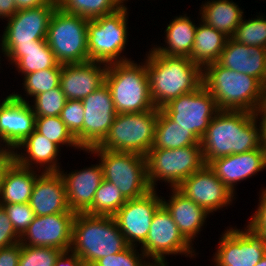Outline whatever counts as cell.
I'll list each match as a JSON object with an SVG mask.
<instances>
[{
  "label": "cell",
  "instance_id": "cell-1",
  "mask_svg": "<svg viewBox=\"0 0 266 266\" xmlns=\"http://www.w3.org/2000/svg\"><path fill=\"white\" fill-rule=\"evenodd\" d=\"M255 113L220 110L200 140L203 159L212 160L261 147L260 125Z\"/></svg>",
  "mask_w": 266,
  "mask_h": 266
},
{
  "label": "cell",
  "instance_id": "cell-2",
  "mask_svg": "<svg viewBox=\"0 0 266 266\" xmlns=\"http://www.w3.org/2000/svg\"><path fill=\"white\" fill-rule=\"evenodd\" d=\"M145 71L156 108L197 90L203 84V69L185 56L160 55L153 49L146 54Z\"/></svg>",
  "mask_w": 266,
  "mask_h": 266
},
{
  "label": "cell",
  "instance_id": "cell-3",
  "mask_svg": "<svg viewBox=\"0 0 266 266\" xmlns=\"http://www.w3.org/2000/svg\"><path fill=\"white\" fill-rule=\"evenodd\" d=\"M203 86L213 96L219 110L255 113L261 101L263 83L215 62L203 68Z\"/></svg>",
  "mask_w": 266,
  "mask_h": 266
},
{
  "label": "cell",
  "instance_id": "cell-4",
  "mask_svg": "<svg viewBox=\"0 0 266 266\" xmlns=\"http://www.w3.org/2000/svg\"><path fill=\"white\" fill-rule=\"evenodd\" d=\"M112 216L76 213L70 250L92 266L97 260L128 247Z\"/></svg>",
  "mask_w": 266,
  "mask_h": 266
},
{
  "label": "cell",
  "instance_id": "cell-5",
  "mask_svg": "<svg viewBox=\"0 0 266 266\" xmlns=\"http://www.w3.org/2000/svg\"><path fill=\"white\" fill-rule=\"evenodd\" d=\"M105 83L117 113L145 112L155 108L145 71V61L139 64L133 60L109 64Z\"/></svg>",
  "mask_w": 266,
  "mask_h": 266
},
{
  "label": "cell",
  "instance_id": "cell-6",
  "mask_svg": "<svg viewBox=\"0 0 266 266\" xmlns=\"http://www.w3.org/2000/svg\"><path fill=\"white\" fill-rule=\"evenodd\" d=\"M87 153L97 155L104 179L115 185L128 199H136L151 189L147 180L146 156L134 152H116L94 146Z\"/></svg>",
  "mask_w": 266,
  "mask_h": 266
},
{
  "label": "cell",
  "instance_id": "cell-7",
  "mask_svg": "<svg viewBox=\"0 0 266 266\" xmlns=\"http://www.w3.org/2000/svg\"><path fill=\"white\" fill-rule=\"evenodd\" d=\"M128 17V7L124 5L112 14L88 20L87 47L90 61L109 65L131 60L121 55L128 42Z\"/></svg>",
  "mask_w": 266,
  "mask_h": 266
},
{
  "label": "cell",
  "instance_id": "cell-8",
  "mask_svg": "<svg viewBox=\"0 0 266 266\" xmlns=\"http://www.w3.org/2000/svg\"><path fill=\"white\" fill-rule=\"evenodd\" d=\"M158 108L137 113H117L100 149L134 152L146 156L155 139Z\"/></svg>",
  "mask_w": 266,
  "mask_h": 266
},
{
  "label": "cell",
  "instance_id": "cell-9",
  "mask_svg": "<svg viewBox=\"0 0 266 266\" xmlns=\"http://www.w3.org/2000/svg\"><path fill=\"white\" fill-rule=\"evenodd\" d=\"M146 161L147 180L155 190L158 180L176 188L205 165L201 143L178 149H150Z\"/></svg>",
  "mask_w": 266,
  "mask_h": 266
},
{
  "label": "cell",
  "instance_id": "cell-10",
  "mask_svg": "<svg viewBox=\"0 0 266 266\" xmlns=\"http://www.w3.org/2000/svg\"><path fill=\"white\" fill-rule=\"evenodd\" d=\"M87 18L57 7L51 17L46 42L60 64L90 61L87 47Z\"/></svg>",
  "mask_w": 266,
  "mask_h": 266
},
{
  "label": "cell",
  "instance_id": "cell-11",
  "mask_svg": "<svg viewBox=\"0 0 266 266\" xmlns=\"http://www.w3.org/2000/svg\"><path fill=\"white\" fill-rule=\"evenodd\" d=\"M172 121L193 132L200 140L210 121L220 111L203 84L195 91L180 95L160 108Z\"/></svg>",
  "mask_w": 266,
  "mask_h": 266
},
{
  "label": "cell",
  "instance_id": "cell-12",
  "mask_svg": "<svg viewBox=\"0 0 266 266\" xmlns=\"http://www.w3.org/2000/svg\"><path fill=\"white\" fill-rule=\"evenodd\" d=\"M179 231L167 209L161 205L155 212L141 251L149 260H166V255L196 256V251Z\"/></svg>",
  "mask_w": 266,
  "mask_h": 266
},
{
  "label": "cell",
  "instance_id": "cell-13",
  "mask_svg": "<svg viewBox=\"0 0 266 266\" xmlns=\"http://www.w3.org/2000/svg\"><path fill=\"white\" fill-rule=\"evenodd\" d=\"M212 258L214 266H254L266 254V240L248 227L226 229Z\"/></svg>",
  "mask_w": 266,
  "mask_h": 266
},
{
  "label": "cell",
  "instance_id": "cell-14",
  "mask_svg": "<svg viewBox=\"0 0 266 266\" xmlns=\"http://www.w3.org/2000/svg\"><path fill=\"white\" fill-rule=\"evenodd\" d=\"M161 205L162 197L152 189L142 197L128 199L112 216L129 246L138 247L145 242L152 218Z\"/></svg>",
  "mask_w": 266,
  "mask_h": 266
},
{
  "label": "cell",
  "instance_id": "cell-15",
  "mask_svg": "<svg viewBox=\"0 0 266 266\" xmlns=\"http://www.w3.org/2000/svg\"><path fill=\"white\" fill-rule=\"evenodd\" d=\"M57 7V4H47L17 11L6 20L1 45L27 46L36 45V40H46L49 23Z\"/></svg>",
  "mask_w": 266,
  "mask_h": 266
},
{
  "label": "cell",
  "instance_id": "cell-16",
  "mask_svg": "<svg viewBox=\"0 0 266 266\" xmlns=\"http://www.w3.org/2000/svg\"><path fill=\"white\" fill-rule=\"evenodd\" d=\"M176 188L209 214L224 207L227 208L235 199V195L206 164L183 180Z\"/></svg>",
  "mask_w": 266,
  "mask_h": 266
},
{
  "label": "cell",
  "instance_id": "cell-17",
  "mask_svg": "<svg viewBox=\"0 0 266 266\" xmlns=\"http://www.w3.org/2000/svg\"><path fill=\"white\" fill-rule=\"evenodd\" d=\"M81 101L84 107L83 151H86L104 140L117 112L106 83Z\"/></svg>",
  "mask_w": 266,
  "mask_h": 266
},
{
  "label": "cell",
  "instance_id": "cell-18",
  "mask_svg": "<svg viewBox=\"0 0 266 266\" xmlns=\"http://www.w3.org/2000/svg\"><path fill=\"white\" fill-rule=\"evenodd\" d=\"M76 213L35 216L20 237L21 245L52 247L68 251L72 244V225Z\"/></svg>",
  "mask_w": 266,
  "mask_h": 266
},
{
  "label": "cell",
  "instance_id": "cell-19",
  "mask_svg": "<svg viewBox=\"0 0 266 266\" xmlns=\"http://www.w3.org/2000/svg\"><path fill=\"white\" fill-rule=\"evenodd\" d=\"M0 103V139L14 150L35 130L36 115L21 94L12 93Z\"/></svg>",
  "mask_w": 266,
  "mask_h": 266
},
{
  "label": "cell",
  "instance_id": "cell-20",
  "mask_svg": "<svg viewBox=\"0 0 266 266\" xmlns=\"http://www.w3.org/2000/svg\"><path fill=\"white\" fill-rule=\"evenodd\" d=\"M209 167L220 181L235 195L238 182L252 178L266 169V149L260 147L240 154H231L212 160Z\"/></svg>",
  "mask_w": 266,
  "mask_h": 266
},
{
  "label": "cell",
  "instance_id": "cell-21",
  "mask_svg": "<svg viewBox=\"0 0 266 266\" xmlns=\"http://www.w3.org/2000/svg\"><path fill=\"white\" fill-rule=\"evenodd\" d=\"M108 65L96 61L61 65L60 86L67 100H83L105 83Z\"/></svg>",
  "mask_w": 266,
  "mask_h": 266
},
{
  "label": "cell",
  "instance_id": "cell-22",
  "mask_svg": "<svg viewBox=\"0 0 266 266\" xmlns=\"http://www.w3.org/2000/svg\"><path fill=\"white\" fill-rule=\"evenodd\" d=\"M29 205L35 216L75 213L69 209L65 182L59 172H41L33 186Z\"/></svg>",
  "mask_w": 266,
  "mask_h": 266
},
{
  "label": "cell",
  "instance_id": "cell-23",
  "mask_svg": "<svg viewBox=\"0 0 266 266\" xmlns=\"http://www.w3.org/2000/svg\"><path fill=\"white\" fill-rule=\"evenodd\" d=\"M59 173L65 182L69 209L75 213H85L92 206L95 193L104 180L102 165L98 162L79 171L67 174L60 170Z\"/></svg>",
  "mask_w": 266,
  "mask_h": 266
},
{
  "label": "cell",
  "instance_id": "cell-24",
  "mask_svg": "<svg viewBox=\"0 0 266 266\" xmlns=\"http://www.w3.org/2000/svg\"><path fill=\"white\" fill-rule=\"evenodd\" d=\"M218 63L266 83V48L243 45L228 38Z\"/></svg>",
  "mask_w": 266,
  "mask_h": 266
},
{
  "label": "cell",
  "instance_id": "cell-25",
  "mask_svg": "<svg viewBox=\"0 0 266 266\" xmlns=\"http://www.w3.org/2000/svg\"><path fill=\"white\" fill-rule=\"evenodd\" d=\"M169 200L162 197V205L170 213L173 221L177 224L179 231L191 243L198 237L206 218L210 215L204 208L194 203L177 188H171Z\"/></svg>",
  "mask_w": 266,
  "mask_h": 266
},
{
  "label": "cell",
  "instance_id": "cell-26",
  "mask_svg": "<svg viewBox=\"0 0 266 266\" xmlns=\"http://www.w3.org/2000/svg\"><path fill=\"white\" fill-rule=\"evenodd\" d=\"M24 149L23 152L17 150ZM60 149V150H59ZM26 153H25V152ZM61 147L48 140L44 135L36 130L28 136L16 149L15 161L25 168L34 169L38 167V171L42 172H59L62 168L59 166L58 158L61 154ZM36 164V166H34ZM61 168V169H60Z\"/></svg>",
  "mask_w": 266,
  "mask_h": 266
},
{
  "label": "cell",
  "instance_id": "cell-27",
  "mask_svg": "<svg viewBox=\"0 0 266 266\" xmlns=\"http://www.w3.org/2000/svg\"><path fill=\"white\" fill-rule=\"evenodd\" d=\"M0 51L9 64H15L16 70L26 75L47 68H61V65L46 40H36V45L2 46Z\"/></svg>",
  "mask_w": 266,
  "mask_h": 266
},
{
  "label": "cell",
  "instance_id": "cell-28",
  "mask_svg": "<svg viewBox=\"0 0 266 266\" xmlns=\"http://www.w3.org/2000/svg\"><path fill=\"white\" fill-rule=\"evenodd\" d=\"M190 18L187 14L174 17L164 31L166 34L164 47L156 45L152 49L160 55L189 57L197 28Z\"/></svg>",
  "mask_w": 266,
  "mask_h": 266
},
{
  "label": "cell",
  "instance_id": "cell-29",
  "mask_svg": "<svg viewBox=\"0 0 266 266\" xmlns=\"http://www.w3.org/2000/svg\"><path fill=\"white\" fill-rule=\"evenodd\" d=\"M14 161L6 170L0 196V204L29 203L33 186L40 174Z\"/></svg>",
  "mask_w": 266,
  "mask_h": 266
},
{
  "label": "cell",
  "instance_id": "cell-30",
  "mask_svg": "<svg viewBox=\"0 0 266 266\" xmlns=\"http://www.w3.org/2000/svg\"><path fill=\"white\" fill-rule=\"evenodd\" d=\"M200 7V20L231 38L244 18V11L232 0H209Z\"/></svg>",
  "mask_w": 266,
  "mask_h": 266
},
{
  "label": "cell",
  "instance_id": "cell-31",
  "mask_svg": "<svg viewBox=\"0 0 266 266\" xmlns=\"http://www.w3.org/2000/svg\"><path fill=\"white\" fill-rule=\"evenodd\" d=\"M228 38L223 32L201 20L196 28L194 45L188 58L202 69L208 64L218 62Z\"/></svg>",
  "mask_w": 266,
  "mask_h": 266
},
{
  "label": "cell",
  "instance_id": "cell-32",
  "mask_svg": "<svg viewBox=\"0 0 266 266\" xmlns=\"http://www.w3.org/2000/svg\"><path fill=\"white\" fill-rule=\"evenodd\" d=\"M200 143L190 130L179 126L158 108L155 139L151 149H178Z\"/></svg>",
  "mask_w": 266,
  "mask_h": 266
},
{
  "label": "cell",
  "instance_id": "cell-33",
  "mask_svg": "<svg viewBox=\"0 0 266 266\" xmlns=\"http://www.w3.org/2000/svg\"><path fill=\"white\" fill-rule=\"evenodd\" d=\"M57 5L66 13L89 20L112 14L124 6L120 0H57Z\"/></svg>",
  "mask_w": 266,
  "mask_h": 266
},
{
  "label": "cell",
  "instance_id": "cell-34",
  "mask_svg": "<svg viewBox=\"0 0 266 266\" xmlns=\"http://www.w3.org/2000/svg\"><path fill=\"white\" fill-rule=\"evenodd\" d=\"M127 199L120 190L107 180L99 185L92 206L85 212L89 215L113 216Z\"/></svg>",
  "mask_w": 266,
  "mask_h": 266
},
{
  "label": "cell",
  "instance_id": "cell-35",
  "mask_svg": "<svg viewBox=\"0 0 266 266\" xmlns=\"http://www.w3.org/2000/svg\"><path fill=\"white\" fill-rule=\"evenodd\" d=\"M35 130L59 147L66 145L83 150L60 116L36 117Z\"/></svg>",
  "mask_w": 266,
  "mask_h": 266
},
{
  "label": "cell",
  "instance_id": "cell-36",
  "mask_svg": "<svg viewBox=\"0 0 266 266\" xmlns=\"http://www.w3.org/2000/svg\"><path fill=\"white\" fill-rule=\"evenodd\" d=\"M256 17L242 19L231 38L243 45L266 48V16Z\"/></svg>",
  "mask_w": 266,
  "mask_h": 266
},
{
  "label": "cell",
  "instance_id": "cell-37",
  "mask_svg": "<svg viewBox=\"0 0 266 266\" xmlns=\"http://www.w3.org/2000/svg\"><path fill=\"white\" fill-rule=\"evenodd\" d=\"M61 68H47L24 75L23 89L27 97H35L38 94L60 86Z\"/></svg>",
  "mask_w": 266,
  "mask_h": 266
},
{
  "label": "cell",
  "instance_id": "cell-38",
  "mask_svg": "<svg viewBox=\"0 0 266 266\" xmlns=\"http://www.w3.org/2000/svg\"><path fill=\"white\" fill-rule=\"evenodd\" d=\"M67 99L61 86L38 94L30 104L36 117L60 116Z\"/></svg>",
  "mask_w": 266,
  "mask_h": 266
},
{
  "label": "cell",
  "instance_id": "cell-39",
  "mask_svg": "<svg viewBox=\"0 0 266 266\" xmlns=\"http://www.w3.org/2000/svg\"><path fill=\"white\" fill-rule=\"evenodd\" d=\"M61 250L52 247L21 245L18 266H54Z\"/></svg>",
  "mask_w": 266,
  "mask_h": 266
},
{
  "label": "cell",
  "instance_id": "cell-40",
  "mask_svg": "<svg viewBox=\"0 0 266 266\" xmlns=\"http://www.w3.org/2000/svg\"><path fill=\"white\" fill-rule=\"evenodd\" d=\"M61 120L83 149L84 107L81 100H67L61 112Z\"/></svg>",
  "mask_w": 266,
  "mask_h": 266
},
{
  "label": "cell",
  "instance_id": "cell-41",
  "mask_svg": "<svg viewBox=\"0 0 266 266\" xmlns=\"http://www.w3.org/2000/svg\"><path fill=\"white\" fill-rule=\"evenodd\" d=\"M136 248L128 246L117 254H110L97 260L92 266H144L149 259L142 251L139 254Z\"/></svg>",
  "mask_w": 266,
  "mask_h": 266
},
{
  "label": "cell",
  "instance_id": "cell-42",
  "mask_svg": "<svg viewBox=\"0 0 266 266\" xmlns=\"http://www.w3.org/2000/svg\"><path fill=\"white\" fill-rule=\"evenodd\" d=\"M0 205L6 211L14 230L21 237L35 217L29 203Z\"/></svg>",
  "mask_w": 266,
  "mask_h": 266
},
{
  "label": "cell",
  "instance_id": "cell-43",
  "mask_svg": "<svg viewBox=\"0 0 266 266\" xmlns=\"http://www.w3.org/2000/svg\"><path fill=\"white\" fill-rule=\"evenodd\" d=\"M258 208L248 221V227L254 234L263 237L266 240V187L262 188L259 195Z\"/></svg>",
  "mask_w": 266,
  "mask_h": 266
},
{
  "label": "cell",
  "instance_id": "cell-44",
  "mask_svg": "<svg viewBox=\"0 0 266 266\" xmlns=\"http://www.w3.org/2000/svg\"><path fill=\"white\" fill-rule=\"evenodd\" d=\"M18 242H20V236L14 230L3 206L0 205V249Z\"/></svg>",
  "mask_w": 266,
  "mask_h": 266
},
{
  "label": "cell",
  "instance_id": "cell-45",
  "mask_svg": "<svg viewBox=\"0 0 266 266\" xmlns=\"http://www.w3.org/2000/svg\"><path fill=\"white\" fill-rule=\"evenodd\" d=\"M21 254V243L0 249V266H18Z\"/></svg>",
  "mask_w": 266,
  "mask_h": 266
},
{
  "label": "cell",
  "instance_id": "cell-46",
  "mask_svg": "<svg viewBox=\"0 0 266 266\" xmlns=\"http://www.w3.org/2000/svg\"><path fill=\"white\" fill-rule=\"evenodd\" d=\"M15 150L7 145H0V196L2 190V182L6 170L15 161Z\"/></svg>",
  "mask_w": 266,
  "mask_h": 266
},
{
  "label": "cell",
  "instance_id": "cell-47",
  "mask_svg": "<svg viewBox=\"0 0 266 266\" xmlns=\"http://www.w3.org/2000/svg\"><path fill=\"white\" fill-rule=\"evenodd\" d=\"M54 266H90L71 250L62 251L56 258Z\"/></svg>",
  "mask_w": 266,
  "mask_h": 266
},
{
  "label": "cell",
  "instance_id": "cell-48",
  "mask_svg": "<svg viewBox=\"0 0 266 266\" xmlns=\"http://www.w3.org/2000/svg\"><path fill=\"white\" fill-rule=\"evenodd\" d=\"M17 11L57 4V0H14Z\"/></svg>",
  "mask_w": 266,
  "mask_h": 266
},
{
  "label": "cell",
  "instance_id": "cell-49",
  "mask_svg": "<svg viewBox=\"0 0 266 266\" xmlns=\"http://www.w3.org/2000/svg\"><path fill=\"white\" fill-rule=\"evenodd\" d=\"M17 12L14 0H0V18L8 19Z\"/></svg>",
  "mask_w": 266,
  "mask_h": 266
},
{
  "label": "cell",
  "instance_id": "cell-50",
  "mask_svg": "<svg viewBox=\"0 0 266 266\" xmlns=\"http://www.w3.org/2000/svg\"><path fill=\"white\" fill-rule=\"evenodd\" d=\"M255 117L260 125L261 146L266 149V114H255Z\"/></svg>",
  "mask_w": 266,
  "mask_h": 266
},
{
  "label": "cell",
  "instance_id": "cell-51",
  "mask_svg": "<svg viewBox=\"0 0 266 266\" xmlns=\"http://www.w3.org/2000/svg\"><path fill=\"white\" fill-rule=\"evenodd\" d=\"M255 114H266V83L263 84L261 101Z\"/></svg>",
  "mask_w": 266,
  "mask_h": 266
},
{
  "label": "cell",
  "instance_id": "cell-52",
  "mask_svg": "<svg viewBox=\"0 0 266 266\" xmlns=\"http://www.w3.org/2000/svg\"><path fill=\"white\" fill-rule=\"evenodd\" d=\"M147 260L144 266H168L167 260Z\"/></svg>",
  "mask_w": 266,
  "mask_h": 266
},
{
  "label": "cell",
  "instance_id": "cell-53",
  "mask_svg": "<svg viewBox=\"0 0 266 266\" xmlns=\"http://www.w3.org/2000/svg\"><path fill=\"white\" fill-rule=\"evenodd\" d=\"M254 266H266V254L265 256Z\"/></svg>",
  "mask_w": 266,
  "mask_h": 266
},
{
  "label": "cell",
  "instance_id": "cell-54",
  "mask_svg": "<svg viewBox=\"0 0 266 266\" xmlns=\"http://www.w3.org/2000/svg\"><path fill=\"white\" fill-rule=\"evenodd\" d=\"M123 4L126 2V1H128V0H120Z\"/></svg>",
  "mask_w": 266,
  "mask_h": 266
}]
</instances>
